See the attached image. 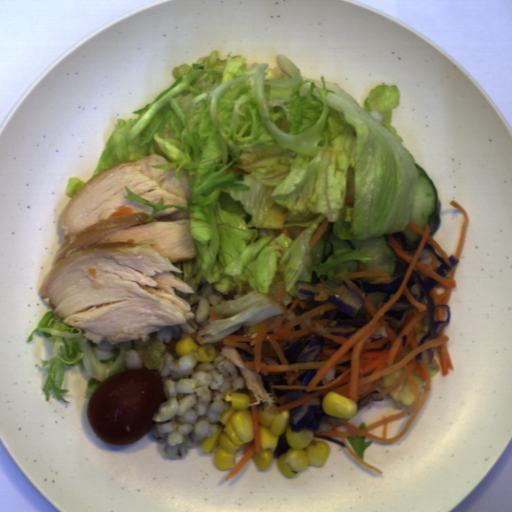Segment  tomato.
<instances>
[{
	"label": "tomato",
	"mask_w": 512,
	"mask_h": 512,
	"mask_svg": "<svg viewBox=\"0 0 512 512\" xmlns=\"http://www.w3.org/2000/svg\"><path fill=\"white\" fill-rule=\"evenodd\" d=\"M161 369H125L99 383L87 396L86 418L99 439L124 446L157 428L154 415L167 400Z\"/></svg>",
	"instance_id": "tomato-1"
}]
</instances>
